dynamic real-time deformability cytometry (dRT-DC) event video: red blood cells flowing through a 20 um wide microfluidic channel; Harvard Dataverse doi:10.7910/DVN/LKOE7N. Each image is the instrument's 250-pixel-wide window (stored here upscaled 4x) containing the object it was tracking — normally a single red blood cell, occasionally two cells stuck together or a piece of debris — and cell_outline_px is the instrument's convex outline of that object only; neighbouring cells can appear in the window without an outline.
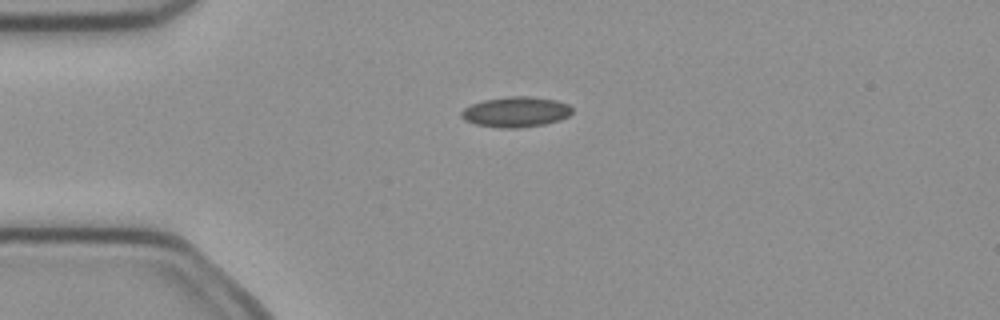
{"species": "common noctule bat (a hibernating species)", "species_latin": "Nyctalus noctula", "temperature_condition": "cold", "stored_images_in_passage": 4, "camera_frame_rate_fps": 3000, "um_per_image_px": 0.085, "animal": {"sex": "female", "body_mass_g": 21.9}, "frame": {"image": 1, "passage_image": 1, "time_ms": 0.0, "image_size_px": [1000, 320], "cell_outline_px": [[572, 112], [568, 116], [560, 120], [544, 124], [516, 128], [504, 128], [476, 124], [464, 120], [460, 116], [460, 112], [464, 108], [472, 104], [484, 100], [508, 96], [528, 96], [556, 100], [568, 104], [572, 108]], "centroid_in_image_um": [43.84, 9.51], "position_along_channel_um": 41.2, "area_um2": 19.54}}
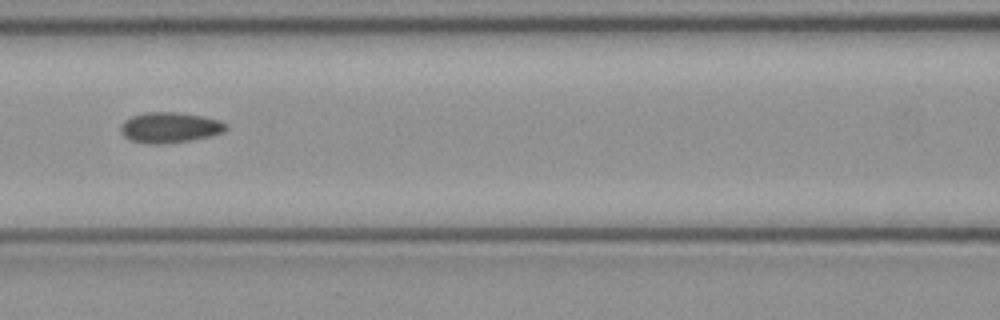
{"frame": {"image": 2, "passage_image": 4, "time_ms": 1.0, "image_size_px": [1000, 320], "cell_outline_px": [[228, 128], [224, 132], [212, 136], [192, 140], [164, 144], [144, 144], [132, 140], [124, 136], [120, 132], [120, 124], [124, 120], [132, 116], [148, 112], [176, 112], [200, 116], [220, 120], [228, 124]], "centroid_in_image_um": [14.44, 10.85], "position_along_channel_um": 152.2, "area_um2": 18.96}}